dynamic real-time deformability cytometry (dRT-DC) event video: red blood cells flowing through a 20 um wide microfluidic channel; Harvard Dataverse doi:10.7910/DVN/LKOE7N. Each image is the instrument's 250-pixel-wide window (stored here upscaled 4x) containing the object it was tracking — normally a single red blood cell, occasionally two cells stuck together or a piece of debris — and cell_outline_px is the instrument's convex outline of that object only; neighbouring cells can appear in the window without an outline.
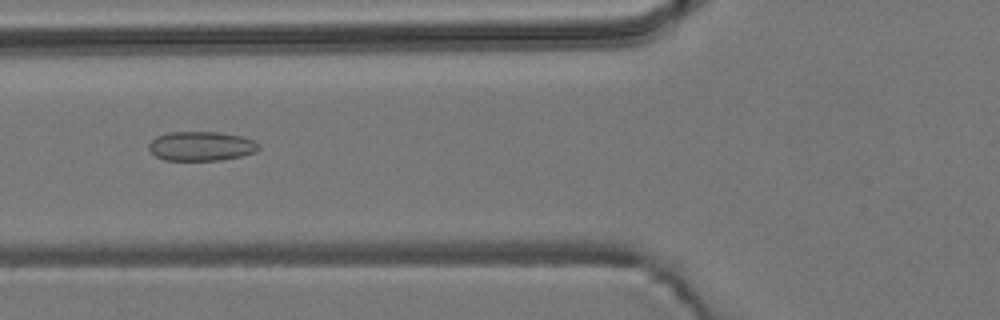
{"species": "common noctule bat (a hibernating species)", "species_latin": "Nyctalus noctula", "temperature_condition": "room temperature", "stored_images_in_passage": 7, "camera_frame_rate_fps": 3000, "um_per_image_px": 0.085, "animal": {"sex": "male", "body_mass_g": 19.2, "forearm_length_mm": 51.8}, "frame": {"image": 1, "passage_image": 5, "time_ms": 5.333, "image_size_px": [1000, 320], "cell_outline_px": [[260, 148], [256, 152], [240, 156], [220, 160], [164, 160], [156, 156], [148, 148], [148, 144], [156, 136], [168, 132], [220, 132], [240, 136], [256, 140], [260, 144]], "centroid_in_image_um": [17.12, 12.41], "position_along_channel_um": 108.7, "area_um2": 18.9}}
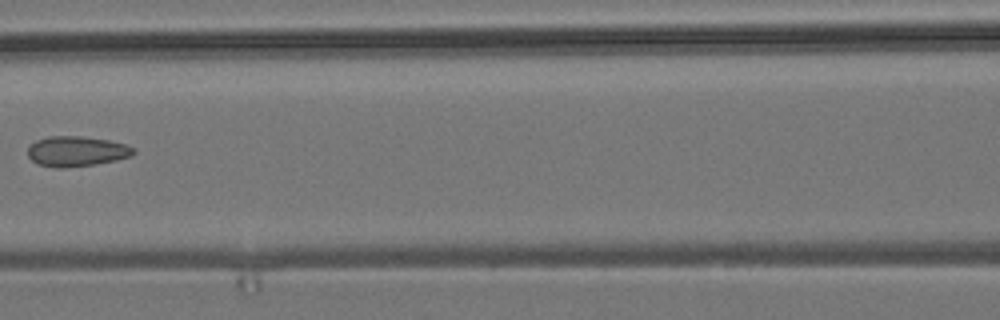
{"frame": {"image": 2, "passage_image": 6, "time_ms": 6.667, "image_size_px": [1000, 320], "cell_outline_px": [[136, 152], [132, 156], [116, 160], [92, 164], [64, 168], [56, 168], [36, 164], [28, 156], [28, 148], [36, 140], [48, 136], [80, 136], [108, 140], [128, 144]], "centroid_in_image_um": [6.5, 12.86], "position_along_channel_um": 160.1, "area_um2": 18.61}}
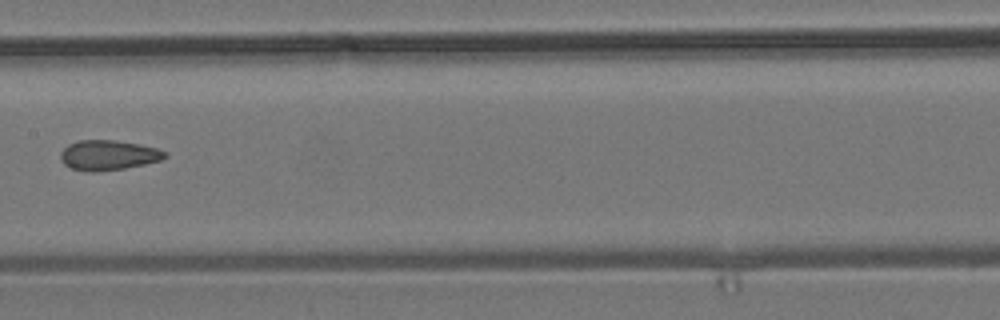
{"frame": {"image": 3, "passage_image": 7, "time_ms": 7.667, "image_size_px": [1000, 320], "cell_outline_px": [[168, 156], [160, 160], [144, 164], [124, 168], [96, 172], [92, 172], [72, 168], [64, 164], [60, 160], [60, 152], [68, 144], [80, 140], [116, 140], [140, 144], [156, 148], [168, 152]], "centroid_in_image_um": [9.21, 13.18], "position_along_channel_um": 198.2, "area_um2": 18.26}}